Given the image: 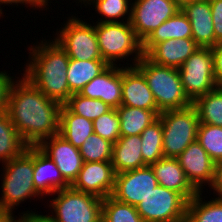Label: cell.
<instances>
[{
	"mask_svg": "<svg viewBox=\"0 0 222 222\" xmlns=\"http://www.w3.org/2000/svg\"><path fill=\"white\" fill-rule=\"evenodd\" d=\"M10 85L7 109L12 123L28 146L59 134L62 104L48 98L23 75Z\"/></svg>",
	"mask_w": 222,
	"mask_h": 222,
	"instance_id": "1",
	"label": "cell"
},
{
	"mask_svg": "<svg viewBox=\"0 0 222 222\" xmlns=\"http://www.w3.org/2000/svg\"><path fill=\"white\" fill-rule=\"evenodd\" d=\"M43 39L28 46V60L22 74L48 98L62 105L72 95L67 81L69 56L55 39ZM30 51V52H29Z\"/></svg>",
	"mask_w": 222,
	"mask_h": 222,
	"instance_id": "2",
	"label": "cell"
},
{
	"mask_svg": "<svg viewBox=\"0 0 222 222\" xmlns=\"http://www.w3.org/2000/svg\"><path fill=\"white\" fill-rule=\"evenodd\" d=\"M2 168L0 208L15 216L16 206L25 200L37 197L36 200H43L34 187V146H28L19 156L3 163Z\"/></svg>",
	"mask_w": 222,
	"mask_h": 222,
	"instance_id": "3",
	"label": "cell"
},
{
	"mask_svg": "<svg viewBox=\"0 0 222 222\" xmlns=\"http://www.w3.org/2000/svg\"><path fill=\"white\" fill-rule=\"evenodd\" d=\"M94 26L100 55L109 65L118 66L119 62V66H123L124 64L120 62L125 63L124 61L126 60L128 62H126L127 67H132L144 56L142 42L136 36L130 21L110 23L95 22ZM132 56L134 57L132 58Z\"/></svg>",
	"mask_w": 222,
	"mask_h": 222,
	"instance_id": "4",
	"label": "cell"
},
{
	"mask_svg": "<svg viewBox=\"0 0 222 222\" xmlns=\"http://www.w3.org/2000/svg\"><path fill=\"white\" fill-rule=\"evenodd\" d=\"M135 67L144 75L160 112L193 104L184 91L178 68L154 64L145 55Z\"/></svg>",
	"mask_w": 222,
	"mask_h": 222,
	"instance_id": "5",
	"label": "cell"
},
{
	"mask_svg": "<svg viewBox=\"0 0 222 222\" xmlns=\"http://www.w3.org/2000/svg\"><path fill=\"white\" fill-rule=\"evenodd\" d=\"M52 195L56 197L48 198L47 206L56 222H102L103 199L71 186Z\"/></svg>",
	"mask_w": 222,
	"mask_h": 222,
	"instance_id": "6",
	"label": "cell"
},
{
	"mask_svg": "<svg viewBox=\"0 0 222 222\" xmlns=\"http://www.w3.org/2000/svg\"><path fill=\"white\" fill-rule=\"evenodd\" d=\"M163 129V156L177 158L190 143L197 140L199 116L192 104L186 108L159 114Z\"/></svg>",
	"mask_w": 222,
	"mask_h": 222,
	"instance_id": "7",
	"label": "cell"
},
{
	"mask_svg": "<svg viewBox=\"0 0 222 222\" xmlns=\"http://www.w3.org/2000/svg\"><path fill=\"white\" fill-rule=\"evenodd\" d=\"M67 16L66 23L63 22V27L56 29L52 38L66 51L70 59H102L93 19H90L93 22L91 24L73 14Z\"/></svg>",
	"mask_w": 222,
	"mask_h": 222,
	"instance_id": "8",
	"label": "cell"
},
{
	"mask_svg": "<svg viewBox=\"0 0 222 222\" xmlns=\"http://www.w3.org/2000/svg\"><path fill=\"white\" fill-rule=\"evenodd\" d=\"M178 71L184 91L192 103L218 86L210 47L197 48Z\"/></svg>",
	"mask_w": 222,
	"mask_h": 222,
	"instance_id": "9",
	"label": "cell"
},
{
	"mask_svg": "<svg viewBox=\"0 0 222 222\" xmlns=\"http://www.w3.org/2000/svg\"><path fill=\"white\" fill-rule=\"evenodd\" d=\"M187 204L180 193L157 185L136 209L145 222H186Z\"/></svg>",
	"mask_w": 222,
	"mask_h": 222,
	"instance_id": "10",
	"label": "cell"
},
{
	"mask_svg": "<svg viewBox=\"0 0 222 222\" xmlns=\"http://www.w3.org/2000/svg\"><path fill=\"white\" fill-rule=\"evenodd\" d=\"M180 9L181 6L174 0H132L130 24L143 42Z\"/></svg>",
	"mask_w": 222,
	"mask_h": 222,
	"instance_id": "11",
	"label": "cell"
},
{
	"mask_svg": "<svg viewBox=\"0 0 222 222\" xmlns=\"http://www.w3.org/2000/svg\"><path fill=\"white\" fill-rule=\"evenodd\" d=\"M158 185L151 166H144L115 175L112 197L136 207Z\"/></svg>",
	"mask_w": 222,
	"mask_h": 222,
	"instance_id": "12",
	"label": "cell"
},
{
	"mask_svg": "<svg viewBox=\"0 0 222 222\" xmlns=\"http://www.w3.org/2000/svg\"><path fill=\"white\" fill-rule=\"evenodd\" d=\"M115 175L111 161L84 162L71 187L104 199L113 193Z\"/></svg>",
	"mask_w": 222,
	"mask_h": 222,
	"instance_id": "13",
	"label": "cell"
},
{
	"mask_svg": "<svg viewBox=\"0 0 222 222\" xmlns=\"http://www.w3.org/2000/svg\"><path fill=\"white\" fill-rule=\"evenodd\" d=\"M37 147L54 161L63 179L71 186L84 163L79 149L59 134L42 140Z\"/></svg>",
	"mask_w": 222,
	"mask_h": 222,
	"instance_id": "14",
	"label": "cell"
},
{
	"mask_svg": "<svg viewBox=\"0 0 222 222\" xmlns=\"http://www.w3.org/2000/svg\"><path fill=\"white\" fill-rule=\"evenodd\" d=\"M186 178L198 191L211 185L214 177L215 162L196 140L177 157Z\"/></svg>",
	"mask_w": 222,
	"mask_h": 222,
	"instance_id": "15",
	"label": "cell"
},
{
	"mask_svg": "<svg viewBox=\"0 0 222 222\" xmlns=\"http://www.w3.org/2000/svg\"><path fill=\"white\" fill-rule=\"evenodd\" d=\"M79 94L91 99H100L111 108H118L122 100V67L110 65L87 83Z\"/></svg>",
	"mask_w": 222,
	"mask_h": 222,
	"instance_id": "16",
	"label": "cell"
},
{
	"mask_svg": "<svg viewBox=\"0 0 222 222\" xmlns=\"http://www.w3.org/2000/svg\"><path fill=\"white\" fill-rule=\"evenodd\" d=\"M121 105L153 110L158 115L161 113L144 75L135 66H122Z\"/></svg>",
	"mask_w": 222,
	"mask_h": 222,
	"instance_id": "17",
	"label": "cell"
},
{
	"mask_svg": "<svg viewBox=\"0 0 222 222\" xmlns=\"http://www.w3.org/2000/svg\"><path fill=\"white\" fill-rule=\"evenodd\" d=\"M191 23L192 39L199 47H214L215 34L209 0H193L181 5Z\"/></svg>",
	"mask_w": 222,
	"mask_h": 222,
	"instance_id": "18",
	"label": "cell"
},
{
	"mask_svg": "<svg viewBox=\"0 0 222 222\" xmlns=\"http://www.w3.org/2000/svg\"><path fill=\"white\" fill-rule=\"evenodd\" d=\"M197 48L192 38H171L157 43L145 56L154 64L180 68Z\"/></svg>",
	"mask_w": 222,
	"mask_h": 222,
	"instance_id": "19",
	"label": "cell"
},
{
	"mask_svg": "<svg viewBox=\"0 0 222 222\" xmlns=\"http://www.w3.org/2000/svg\"><path fill=\"white\" fill-rule=\"evenodd\" d=\"M150 166L158 185L180 193L188 202L198 193L186 178L177 158L163 157Z\"/></svg>",
	"mask_w": 222,
	"mask_h": 222,
	"instance_id": "20",
	"label": "cell"
},
{
	"mask_svg": "<svg viewBox=\"0 0 222 222\" xmlns=\"http://www.w3.org/2000/svg\"><path fill=\"white\" fill-rule=\"evenodd\" d=\"M33 181L36 191L45 199L61 189L70 187L54 161L37 146H34Z\"/></svg>",
	"mask_w": 222,
	"mask_h": 222,
	"instance_id": "21",
	"label": "cell"
},
{
	"mask_svg": "<svg viewBox=\"0 0 222 222\" xmlns=\"http://www.w3.org/2000/svg\"><path fill=\"white\" fill-rule=\"evenodd\" d=\"M141 146L140 135L120 137L113 144L111 163L116 174L147 166Z\"/></svg>",
	"mask_w": 222,
	"mask_h": 222,
	"instance_id": "22",
	"label": "cell"
},
{
	"mask_svg": "<svg viewBox=\"0 0 222 222\" xmlns=\"http://www.w3.org/2000/svg\"><path fill=\"white\" fill-rule=\"evenodd\" d=\"M171 38H192L191 23L181 9L142 42L143 54L146 55L157 43Z\"/></svg>",
	"mask_w": 222,
	"mask_h": 222,
	"instance_id": "23",
	"label": "cell"
},
{
	"mask_svg": "<svg viewBox=\"0 0 222 222\" xmlns=\"http://www.w3.org/2000/svg\"><path fill=\"white\" fill-rule=\"evenodd\" d=\"M94 133L92 120L72 113L64 104L60 110L59 135L80 149L85 140Z\"/></svg>",
	"mask_w": 222,
	"mask_h": 222,
	"instance_id": "24",
	"label": "cell"
},
{
	"mask_svg": "<svg viewBox=\"0 0 222 222\" xmlns=\"http://www.w3.org/2000/svg\"><path fill=\"white\" fill-rule=\"evenodd\" d=\"M109 66L103 59H69L66 74L71 94L80 93L87 83L104 72Z\"/></svg>",
	"mask_w": 222,
	"mask_h": 222,
	"instance_id": "25",
	"label": "cell"
},
{
	"mask_svg": "<svg viewBox=\"0 0 222 222\" xmlns=\"http://www.w3.org/2000/svg\"><path fill=\"white\" fill-rule=\"evenodd\" d=\"M120 119V137L140 135L159 115L153 110L121 105L116 108Z\"/></svg>",
	"mask_w": 222,
	"mask_h": 222,
	"instance_id": "26",
	"label": "cell"
},
{
	"mask_svg": "<svg viewBox=\"0 0 222 222\" xmlns=\"http://www.w3.org/2000/svg\"><path fill=\"white\" fill-rule=\"evenodd\" d=\"M203 193L198 192L188 202L186 222H222V198L214 195L210 200L207 197L206 201Z\"/></svg>",
	"mask_w": 222,
	"mask_h": 222,
	"instance_id": "27",
	"label": "cell"
},
{
	"mask_svg": "<svg viewBox=\"0 0 222 222\" xmlns=\"http://www.w3.org/2000/svg\"><path fill=\"white\" fill-rule=\"evenodd\" d=\"M27 147L8 113L0 112V163L3 164L19 156Z\"/></svg>",
	"mask_w": 222,
	"mask_h": 222,
	"instance_id": "28",
	"label": "cell"
},
{
	"mask_svg": "<svg viewBox=\"0 0 222 222\" xmlns=\"http://www.w3.org/2000/svg\"><path fill=\"white\" fill-rule=\"evenodd\" d=\"M193 105L197 109L199 123L222 127V86L199 97Z\"/></svg>",
	"mask_w": 222,
	"mask_h": 222,
	"instance_id": "29",
	"label": "cell"
},
{
	"mask_svg": "<svg viewBox=\"0 0 222 222\" xmlns=\"http://www.w3.org/2000/svg\"><path fill=\"white\" fill-rule=\"evenodd\" d=\"M142 141L141 153L143 161L146 165L150 166L156 161L163 158V129L161 120L158 119L140 134Z\"/></svg>",
	"mask_w": 222,
	"mask_h": 222,
	"instance_id": "30",
	"label": "cell"
},
{
	"mask_svg": "<svg viewBox=\"0 0 222 222\" xmlns=\"http://www.w3.org/2000/svg\"><path fill=\"white\" fill-rule=\"evenodd\" d=\"M131 2L132 0H93L88 6L93 7L96 12L94 14L98 13L101 17L97 19L98 23L125 22L131 18Z\"/></svg>",
	"mask_w": 222,
	"mask_h": 222,
	"instance_id": "31",
	"label": "cell"
},
{
	"mask_svg": "<svg viewBox=\"0 0 222 222\" xmlns=\"http://www.w3.org/2000/svg\"><path fill=\"white\" fill-rule=\"evenodd\" d=\"M64 105L72 113L92 121L112 109L108 104L104 103L100 99L87 98L79 93L72 94Z\"/></svg>",
	"mask_w": 222,
	"mask_h": 222,
	"instance_id": "32",
	"label": "cell"
},
{
	"mask_svg": "<svg viewBox=\"0 0 222 222\" xmlns=\"http://www.w3.org/2000/svg\"><path fill=\"white\" fill-rule=\"evenodd\" d=\"M102 222H145L136 207L117 201L112 196L103 199Z\"/></svg>",
	"mask_w": 222,
	"mask_h": 222,
	"instance_id": "33",
	"label": "cell"
},
{
	"mask_svg": "<svg viewBox=\"0 0 222 222\" xmlns=\"http://www.w3.org/2000/svg\"><path fill=\"white\" fill-rule=\"evenodd\" d=\"M113 144L93 133L85 140L79 151L84 162L111 161Z\"/></svg>",
	"mask_w": 222,
	"mask_h": 222,
	"instance_id": "34",
	"label": "cell"
},
{
	"mask_svg": "<svg viewBox=\"0 0 222 222\" xmlns=\"http://www.w3.org/2000/svg\"><path fill=\"white\" fill-rule=\"evenodd\" d=\"M197 141L214 162L222 160V127L199 123Z\"/></svg>",
	"mask_w": 222,
	"mask_h": 222,
	"instance_id": "35",
	"label": "cell"
},
{
	"mask_svg": "<svg viewBox=\"0 0 222 222\" xmlns=\"http://www.w3.org/2000/svg\"><path fill=\"white\" fill-rule=\"evenodd\" d=\"M94 133L115 143L120 138V119L116 108L93 120Z\"/></svg>",
	"mask_w": 222,
	"mask_h": 222,
	"instance_id": "36",
	"label": "cell"
},
{
	"mask_svg": "<svg viewBox=\"0 0 222 222\" xmlns=\"http://www.w3.org/2000/svg\"><path fill=\"white\" fill-rule=\"evenodd\" d=\"M215 34V45L222 42V0H209Z\"/></svg>",
	"mask_w": 222,
	"mask_h": 222,
	"instance_id": "37",
	"label": "cell"
},
{
	"mask_svg": "<svg viewBox=\"0 0 222 222\" xmlns=\"http://www.w3.org/2000/svg\"><path fill=\"white\" fill-rule=\"evenodd\" d=\"M9 73V74H8ZM10 71L0 70V112L7 109V96L11 83L16 76H10Z\"/></svg>",
	"mask_w": 222,
	"mask_h": 222,
	"instance_id": "38",
	"label": "cell"
},
{
	"mask_svg": "<svg viewBox=\"0 0 222 222\" xmlns=\"http://www.w3.org/2000/svg\"><path fill=\"white\" fill-rule=\"evenodd\" d=\"M215 80L218 86H222V42L212 47Z\"/></svg>",
	"mask_w": 222,
	"mask_h": 222,
	"instance_id": "39",
	"label": "cell"
},
{
	"mask_svg": "<svg viewBox=\"0 0 222 222\" xmlns=\"http://www.w3.org/2000/svg\"><path fill=\"white\" fill-rule=\"evenodd\" d=\"M28 209L27 211L19 212L18 216H16L21 222H56L48 213V215H43L42 212H36ZM42 215H41V214Z\"/></svg>",
	"mask_w": 222,
	"mask_h": 222,
	"instance_id": "40",
	"label": "cell"
},
{
	"mask_svg": "<svg viewBox=\"0 0 222 222\" xmlns=\"http://www.w3.org/2000/svg\"><path fill=\"white\" fill-rule=\"evenodd\" d=\"M209 188L210 193L213 190V196L215 194L216 197L222 198V160L215 162L214 177Z\"/></svg>",
	"mask_w": 222,
	"mask_h": 222,
	"instance_id": "41",
	"label": "cell"
},
{
	"mask_svg": "<svg viewBox=\"0 0 222 222\" xmlns=\"http://www.w3.org/2000/svg\"><path fill=\"white\" fill-rule=\"evenodd\" d=\"M4 4V5H3ZM3 5V7L4 6H10L11 5V7H12V5H15V7H17L18 5H20L21 7L22 6H26V8H30L29 10L31 11V9H33V10H35V9H39L31 0H0V17H2L3 18V16H5L4 15V13L5 12H3L4 10L2 9V6ZM17 5V6H16ZM3 15V16H2Z\"/></svg>",
	"mask_w": 222,
	"mask_h": 222,
	"instance_id": "42",
	"label": "cell"
},
{
	"mask_svg": "<svg viewBox=\"0 0 222 222\" xmlns=\"http://www.w3.org/2000/svg\"><path fill=\"white\" fill-rule=\"evenodd\" d=\"M38 8V11H44V10H49L50 8L48 7L49 4L51 5V1L50 0H31ZM50 1V2H49ZM49 3V4H48ZM48 7V8H47ZM46 8V9H45Z\"/></svg>",
	"mask_w": 222,
	"mask_h": 222,
	"instance_id": "43",
	"label": "cell"
},
{
	"mask_svg": "<svg viewBox=\"0 0 222 222\" xmlns=\"http://www.w3.org/2000/svg\"><path fill=\"white\" fill-rule=\"evenodd\" d=\"M15 216L0 208V222H10Z\"/></svg>",
	"mask_w": 222,
	"mask_h": 222,
	"instance_id": "44",
	"label": "cell"
},
{
	"mask_svg": "<svg viewBox=\"0 0 222 222\" xmlns=\"http://www.w3.org/2000/svg\"><path fill=\"white\" fill-rule=\"evenodd\" d=\"M64 1V0H63ZM69 1H71V0H69ZM77 1V2H76ZM93 0H74V1H72L73 3L74 2H76V5H78V4H80V2H81V5H78V6H80V8H81V10H82V4H84V6L83 7H85L86 9L88 8V4H90L91 2H92ZM78 3V4H77ZM87 6V7H86Z\"/></svg>",
	"mask_w": 222,
	"mask_h": 222,
	"instance_id": "45",
	"label": "cell"
},
{
	"mask_svg": "<svg viewBox=\"0 0 222 222\" xmlns=\"http://www.w3.org/2000/svg\"><path fill=\"white\" fill-rule=\"evenodd\" d=\"M174 1H176L181 6L184 2L193 1V0H174Z\"/></svg>",
	"mask_w": 222,
	"mask_h": 222,
	"instance_id": "46",
	"label": "cell"
},
{
	"mask_svg": "<svg viewBox=\"0 0 222 222\" xmlns=\"http://www.w3.org/2000/svg\"><path fill=\"white\" fill-rule=\"evenodd\" d=\"M10 222H21L16 216Z\"/></svg>",
	"mask_w": 222,
	"mask_h": 222,
	"instance_id": "47",
	"label": "cell"
}]
</instances>
